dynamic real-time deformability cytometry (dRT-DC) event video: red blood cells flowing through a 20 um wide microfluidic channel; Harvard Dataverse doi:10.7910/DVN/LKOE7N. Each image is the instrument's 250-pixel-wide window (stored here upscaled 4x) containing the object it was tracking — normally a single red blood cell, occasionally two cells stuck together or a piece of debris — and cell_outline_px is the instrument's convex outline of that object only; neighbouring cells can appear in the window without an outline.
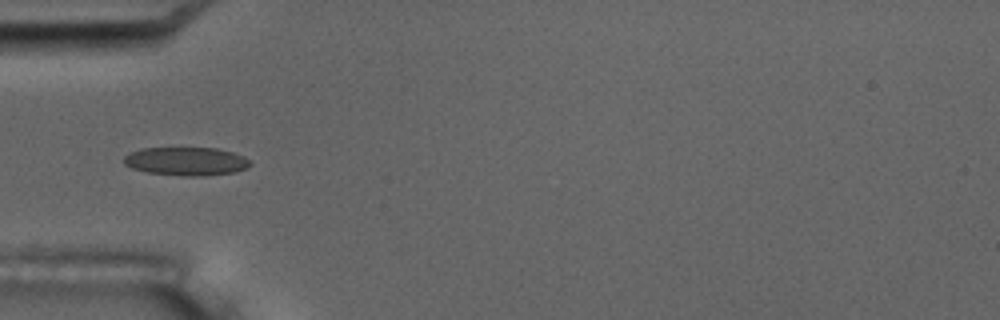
{"species": "common noctule bat (a hibernating species)", "species_latin": "Nyctalus noctula", "temperature_condition": "room temperature", "stored_images_in_passage": 7, "camera_frame_rate_fps": 3000, "um_per_image_px": 0.085, "animal": {"sex": "male", "body_mass_g": 17.5, "forearm_length_mm": 52.3}, "frame": {"image": 1, "passage_image": 6, "time_ms": 5.667, "image_size_px": [1000, 320], "cell_outline_px": [[252, 164], [248, 168], [232, 172], [200, 176], [184, 176], [148, 172], [132, 168], [124, 164], [124, 156], [128, 152], [140, 148], [216, 148], [232, 152], [244, 156]], "centroid_in_image_um": [15.8, 13.7], "position_along_channel_um": 69.2, "area_um2": 20.87}}